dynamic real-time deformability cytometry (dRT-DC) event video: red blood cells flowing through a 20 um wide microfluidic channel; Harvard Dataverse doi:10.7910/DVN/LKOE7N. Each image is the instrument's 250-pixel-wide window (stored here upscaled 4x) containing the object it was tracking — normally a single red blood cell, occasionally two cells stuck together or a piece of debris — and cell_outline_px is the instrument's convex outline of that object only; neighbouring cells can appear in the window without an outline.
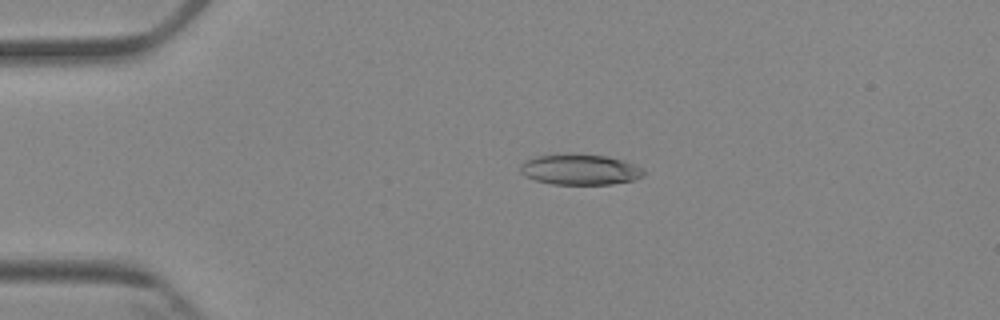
{"species": "Egyptian fruit bat (a non-hibernating species)", "species_latin": "Rousettus aegyptiacus", "temperature_condition": "cold", "stored_images_in_passage": 5, "camera_frame_rate_fps": 3000, "um_per_image_px": 0.085, "animal": {"sex": "female"}, "frame": {"image": 1, "passage_image": 4, "time_ms": 3.667, "image_size_px": [1000, 320], "cell_outline_px": [[644, 176], [632, 180], [612, 184], [552, 184], [536, 180], [520, 172], [520, 164], [524, 160], [536, 156], [608, 156], [624, 160], [644, 168]], "centroid_in_image_um": [49.34, 14.44], "position_along_channel_um": 35.7, "area_um2": 21.39}}